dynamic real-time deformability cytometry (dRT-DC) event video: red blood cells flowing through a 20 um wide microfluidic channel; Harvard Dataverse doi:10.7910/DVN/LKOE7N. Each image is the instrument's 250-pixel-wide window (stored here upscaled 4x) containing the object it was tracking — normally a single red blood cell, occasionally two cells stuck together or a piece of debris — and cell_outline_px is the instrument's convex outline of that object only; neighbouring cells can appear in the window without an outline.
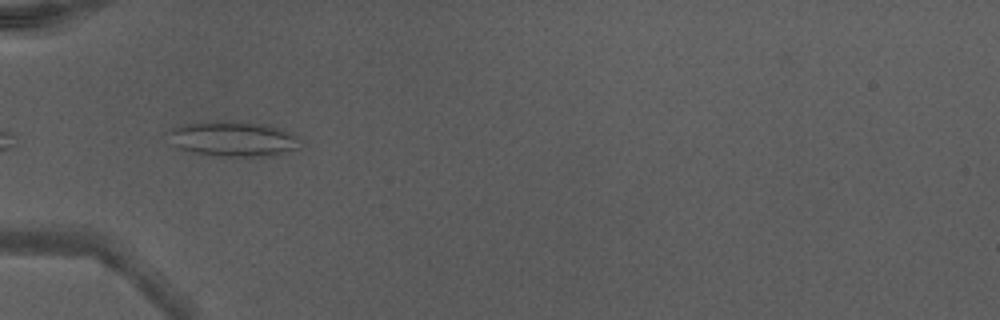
{"species": "Egyptian fruit bat (a non-hibernating species)", "species_latin": "Rousettus aegyptiacus", "temperature_condition": "warm", "stored_images_in_passage": 4, "camera_frame_rate_fps": 3000, "um_per_image_px": 0.085, "animal": {"sex": "male"}, "frame": {"image": 1, "passage_image": 1, "time_ms": 0.0, "image_size_px": [1000, 320], "cell_outline_px": [[304, 140], [300, 148], [276, 156], [212, 156], [192, 152], [180, 148], [164, 132], [180, 124], [268, 124], [296, 136]], "centroid_in_image_um": [19.89, 11.87], "position_along_channel_um": 65.1, "area_um2": 26.18}}